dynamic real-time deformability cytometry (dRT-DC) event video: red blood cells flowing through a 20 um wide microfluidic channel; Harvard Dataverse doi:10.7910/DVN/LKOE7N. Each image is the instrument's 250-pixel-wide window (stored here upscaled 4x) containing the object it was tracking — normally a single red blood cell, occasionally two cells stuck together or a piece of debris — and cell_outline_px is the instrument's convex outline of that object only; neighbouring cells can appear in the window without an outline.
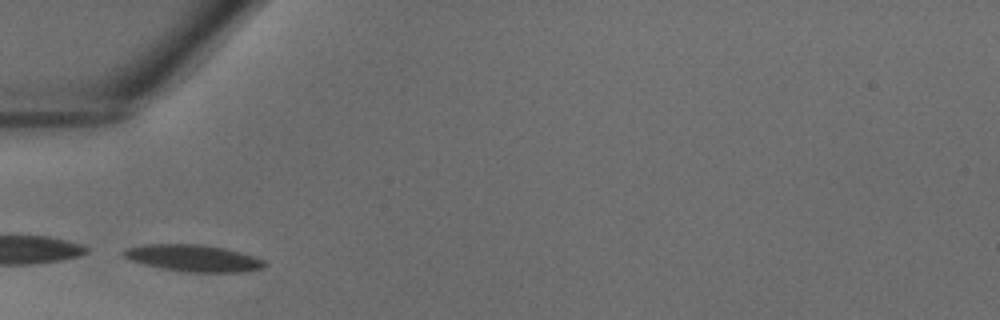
{"species": "common noctule bat (a hibernating species)", "species_latin": "Nyctalus noctula", "temperature_condition": "warm", "stored_images_in_passage": 21, "camera_frame_rate_fps": 3000, "um_per_image_px": 0.085, "animal": {"sex": "male", "body_mass_g": 18.8}, "frame": {"image": 1, "passage_image": 1, "time_ms": 0.0, "image_size_px": [1000, 320], "cell_outline_px": [[268, 264], [264, 268], [244, 272], [184, 272], [144, 264], [132, 260], [124, 256], [124, 248], [144, 244], [204, 244], [224, 248], [256, 256], [264, 260]], "centroid_in_image_um": [16.5, 21.94], "position_along_channel_um": 68.5, "area_um2": 22.08}}